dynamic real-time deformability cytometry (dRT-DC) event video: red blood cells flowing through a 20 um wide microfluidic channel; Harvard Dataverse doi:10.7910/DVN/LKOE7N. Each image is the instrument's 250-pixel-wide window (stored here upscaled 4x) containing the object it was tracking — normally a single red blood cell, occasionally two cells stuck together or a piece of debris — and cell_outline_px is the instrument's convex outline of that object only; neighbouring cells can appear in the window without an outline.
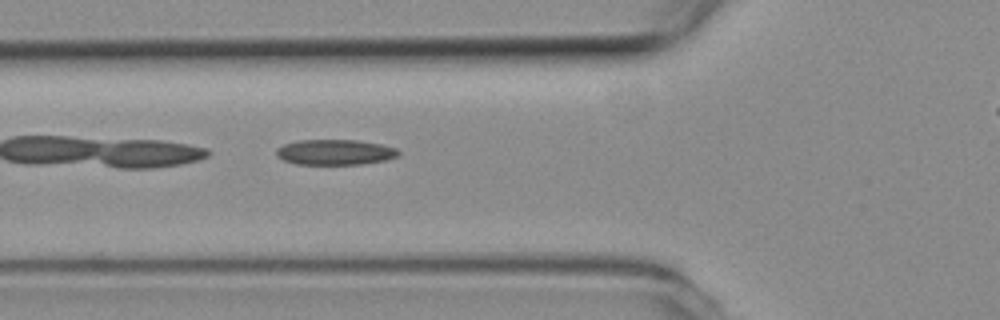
{"species": "common noctule bat (a hibernating species)", "species_latin": "Nyctalus noctula", "temperature_condition": "room temperature", "stored_images_in_passage": 32, "camera_frame_rate_fps": 3000, "um_per_image_px": 0.085, "animal": {"sex": "female", "body_mass_g": 19.3, "forearm_length_mm": 54.1}, "frame": {"image": 1, "passage_image": 3, "time_ms": 0.667, "image_size_px": [1000, 320], "cell_outline_px": [[400, 156], [388, 160], [364, 164], [296, 164], [284, 160], [276, 156], [276, 148], [284, 144], [300, 140], [356, 140], [380, 144], [396, 148], [400, 152]], "centroid_in_image_um": [28.51, 12.94], "position_along_channel_um": 97.3, "area_um2": 18.21}}
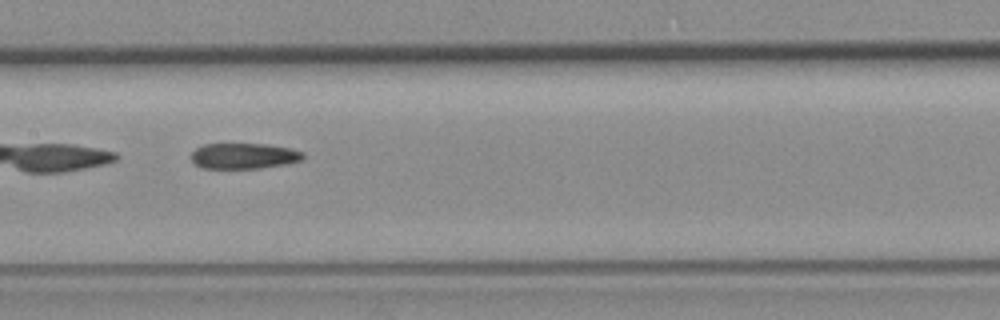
{"frame": {"image": 2, "passage_image": 10, "time_ms": 3.0, "image_size_px": [1000, 320], "cell_outline_px": [[304, 156], [300, 160], [288, 164], [260, 168], [204, 168], [196, 164], [192, 160], [192, 152], [196, 148], [204, 144], [268, 144], [288, 148], [304, 152]], "centroid_in_image_um": [20.74, 13.25], "position_along_channel_um": 186.7, "area_um2": 16.65}}
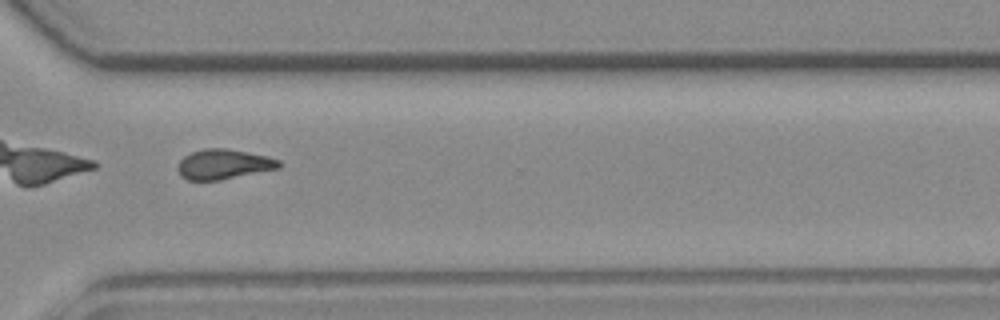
{"frame": {"image": 3, "passage_image": 23, "time_ms": 7.333, "image_size_px": [1000, 320], "cell_outline_px": [[280, 168], [220, 180], [188, 180], [180, 176], [176, 168], [180, 160], [184, 156], [192, 152], [204, 148], [224, 148], [268, 156], [280, 160]], "centroid_in_image_um": [18.98, 13.96], "position_along_channel_um": 351.6, "area_um2": 17.69}}